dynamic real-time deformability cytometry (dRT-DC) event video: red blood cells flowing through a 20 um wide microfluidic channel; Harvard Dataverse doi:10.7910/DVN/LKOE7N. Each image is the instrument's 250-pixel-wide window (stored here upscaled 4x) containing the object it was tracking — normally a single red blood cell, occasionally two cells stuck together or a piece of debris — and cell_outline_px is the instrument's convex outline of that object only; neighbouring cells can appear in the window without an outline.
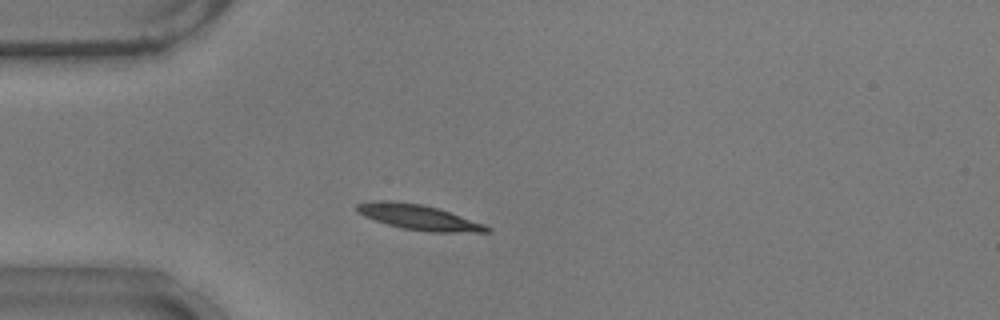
{"species": "common noctule bat (a hibernating species)", "species_latin": "Nyctalus noctula", "temperature_condition": "warm", "stored_images_in_passage": 18, "camera_frame_rate_fps": 3000, "um_per_image_px": 0.085, "animal": {"sex": "male", "body_mass_g": 17.9}, "frame": {"image": 1, "passage_image": 1, "time_ms": 0.0, "image_size_px": [1000, 320], "cell_outline_px": [[492, 232], [432, 232], [404, 228], [388, 224], [364, 216], [356, 212], [356, 204], [368, 200], [388, 200], [420, 204], [436, 208], [484, 224], [492, 228]], "centroid_in_image_um": [35.54, 18.45], "position_along_channel_um": 49.5, "area_um2": 18.84}}
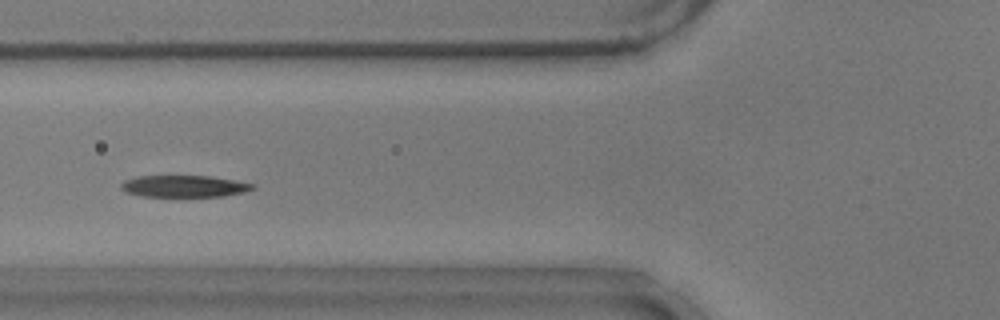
{"frame": {"image": 2, "passage_image": 7, "time_ms": 2.0, "image_size_px": [1000, 320], "cell_outline_px": [[256, 188], [244, 192], [224, 196], [140, 196], [124, 192], [120, 188], [120, 184], [124, 180], [136, 176], [208, 176], [256, 184]], "centroid_in_image_um": [15.61, 15.83], "position_along_channel_um": 110.2, "area_um2": 16.7}}